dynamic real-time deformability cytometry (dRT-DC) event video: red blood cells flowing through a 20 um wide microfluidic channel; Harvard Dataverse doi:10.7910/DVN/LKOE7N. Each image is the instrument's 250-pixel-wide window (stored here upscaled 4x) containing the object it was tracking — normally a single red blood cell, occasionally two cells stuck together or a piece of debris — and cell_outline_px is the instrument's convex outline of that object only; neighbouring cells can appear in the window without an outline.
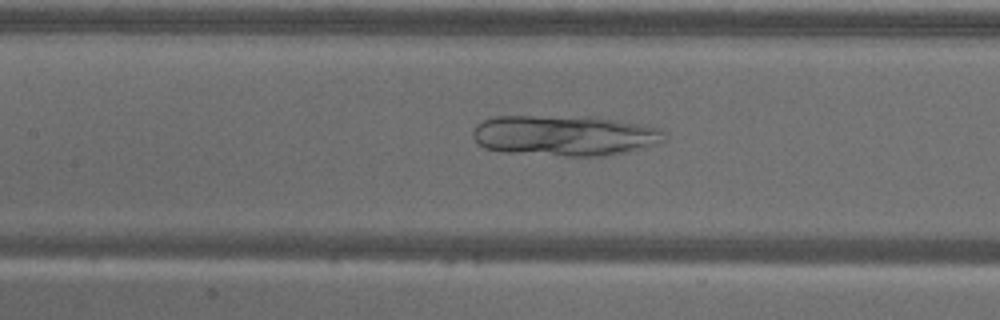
{"species": "common noctule bat (a hibernating species)", "species_latin": "Nyctalus noctula", "temperature_condition": "warm", "stored_images_in_passage": 52, "camera_frame_rate_fps": 3000, "um_per_image_px": 0.085, "animal": {"sex": "male", "body_mass_g": 18.8}, "frame": {"image": 1, "passage_image": 26, "time_ms": 8.333, "image_size_px": [1000, 320], "cell_outline_px": [[664, 140], [660, 144], [628, 152], [604, 156], [564, 156], [500, 152], [484, 148], [476, 144], [472, 136], [472, 132], [476, 124], [492, 116], [584, 116], [616, 120], [640, 124], [660, 128], [664, 132]], "centroid_in_image_um": [47.95, 11.53], "position_along_channel_um": 159.4, "area_um2": 46.07}}
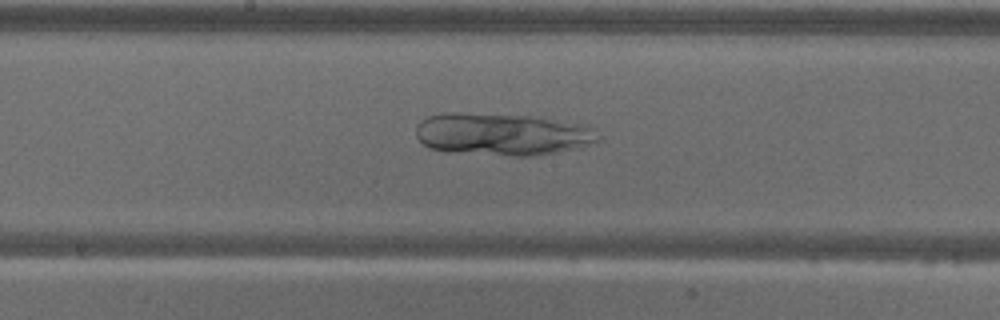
{"frame": {"image": 2, "passage_image": 30, "time_ms": 9.667, "image_size_px": [1000, 320], "cell_outline_px": [[600, 140], [588, 144], [556, 152], [532, 156], [512, 156], [448, 152], [428, 148], [416, 136], [416, 128], [420, 120], [428, 116], [444, 112], [460, 112], [536, 116], [580, 124], [592, 128], [600, 136]], "centroid_in_image_um": [42.62, 11.4], "position_along_channel_um": 205.6, "area_um2": 45.14}}
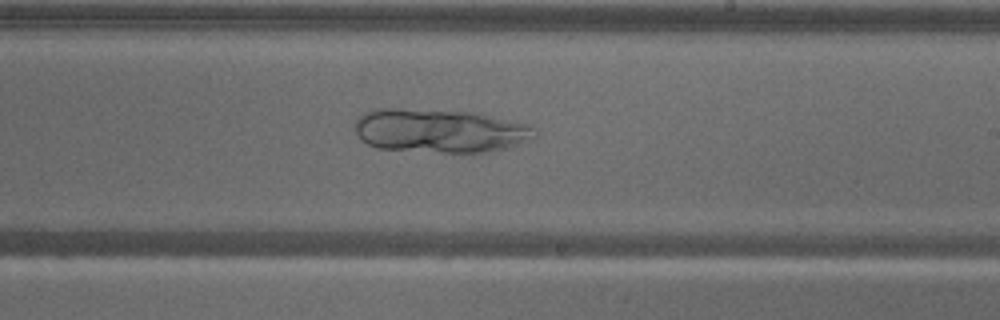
{"frame": {"image": 3, "passage_image": 34, "time_ms": 11.0, "image_size_px": [1000, 320], "cell_outline_px": [[536, 136], [516, 144], [492, 152], [440, 152], [376, 148], [360, 140], [352, 128], [352, 124], [356, 116], [372, 108], [400, 108], [476, 112], [528, 124], [532, 128]], "centroid_in_image_um": [37.25, 11.09], "position_along_channel_um": 251.7, "area_um2": 46.3}}